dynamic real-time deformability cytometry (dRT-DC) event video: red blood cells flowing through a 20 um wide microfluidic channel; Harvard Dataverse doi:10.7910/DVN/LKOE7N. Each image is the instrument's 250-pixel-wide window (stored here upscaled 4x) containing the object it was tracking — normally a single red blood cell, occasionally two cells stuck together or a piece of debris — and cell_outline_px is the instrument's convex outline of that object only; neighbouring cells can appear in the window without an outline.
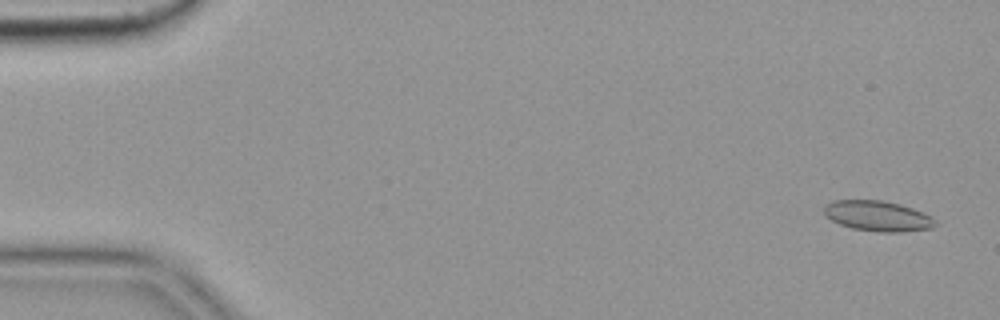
{"species": "common noctule bat (a hibernating species)", "species_latin": "Nyctalus noctula", "temperature_condition": "cold", "stored_images_in_passage": 56, "camera_frame_rate_fps": 3000, "um_per_image_px": 0.085, "animal": {"sex": "female", "body_mass_g": 19.9}, "frame": {"image": 1, "passage_image": 3, "time_ms": 0.667, "image_size_px": [1000, 320], "cell_outline_px": [[936, 224], [932, 228], [896, 232], [880, 232], [852, 228], [840, 224], [832, 220], [824, 212], [824, 208], [832, 200], [880, 200], [912, 208], [932, 216]], "centroid_in_image_um": [74.61, 18.36], "position_along_channel_um": 10.4, "area_um2": 19.31}}
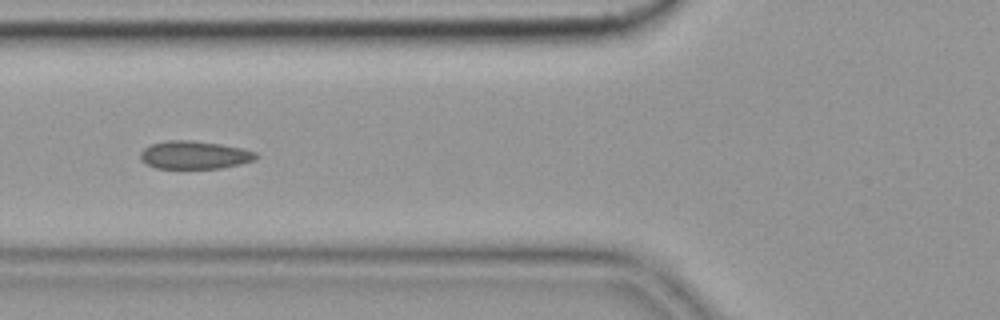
{"frame": {"image": 2, "passage_image": 22, "time_ms": 7.0, "image_size_px": [1000, 320], "cell_outline_px": [[256, 156], [252, 160], [240, 164], [220, 168], [156, 168], [140, 160], [140, 152], [144, 148], [152, 144], [164, 140], [192, 140], [220, 144], [240, 148], [256, 152]], "centroid_in_image_um": [16.47, 13.16], "position_along_channel_um": 109.3, "area_um2": 18.67}}
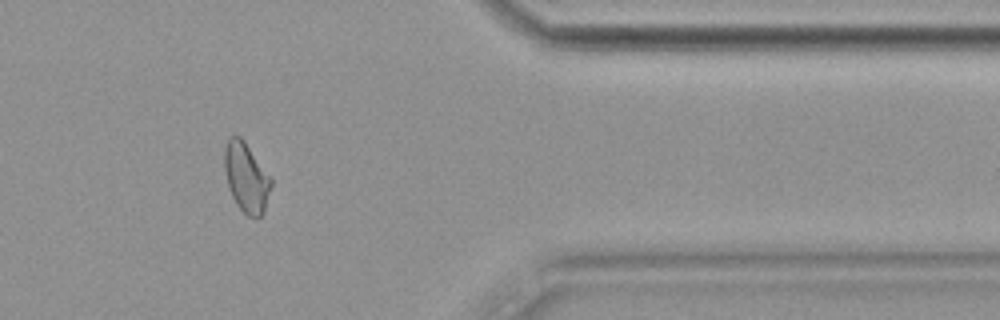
{"frame": {"image": 3, "passage_image": 47, "time_ms": 15.333, "image_size_px": [1000, 320], "cell_outline_px": [[272, 184], [264, 212], [260, 216], [248, 216], [236, 204], [232, 196], [228, 184], [224, 168], [224, 148], [228, 136], [240, 136], [244, 140], [272, 180]], "centroid_in_image_um": [20.92, 15.06], "position_along_channel_um": 390.5, "area_um2": 18.67}, "authors_computed_cell_mechanics": {"area_um2": 18.9295, "velocity_mm_per_s": 3.6124, "shape_relaxation_time_tau1_ms": null, "shape_relaxation_time_tau2_ms": 2.4571, "deformation_change_tau1": null, "deformation_change_tau2": 0.0711}}